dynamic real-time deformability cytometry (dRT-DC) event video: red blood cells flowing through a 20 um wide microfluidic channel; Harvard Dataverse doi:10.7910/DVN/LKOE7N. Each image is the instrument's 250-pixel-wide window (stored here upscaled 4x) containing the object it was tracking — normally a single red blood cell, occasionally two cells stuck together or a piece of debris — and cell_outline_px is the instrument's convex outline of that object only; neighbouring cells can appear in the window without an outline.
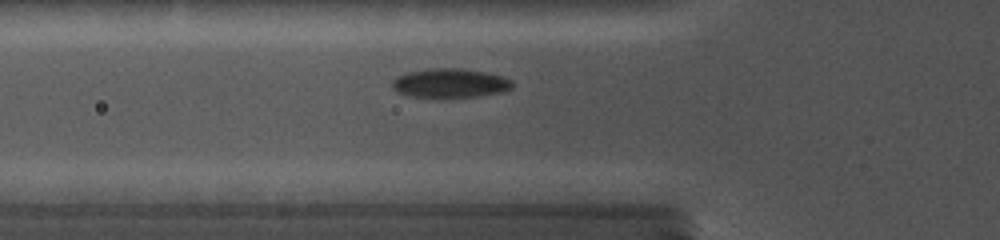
{"species": "common noctule bat (a hibernating species)", "species_latin": "Nyctalus noctula", "temperature_condition": "cold", "stored_images_in_passage": 29, "camera_frame_rate_fps": 5000, "um_per_image_px": 0.085, "animal": {"sex": "female", "body_mass_g": 19.0, "forearm_length_mm": 56.7}, "frame": {"image": 1, "passage_image": 5, "time_ms": 2.2, "image_size_px": [1000, 240], "cell_outline_px": [[512, 88], [500, 92], [472, 96], [416, 96], [400, 92], [392, 88], [392, 80], [396, 76], [408, 72], [432, 68], [460, 68], [484, 72], [500, 76], [512, 80]], "centroid_in_image_um": [38.24, 7.03], "position_along_channel_um": 87.6, "area_um2": 19.71}}
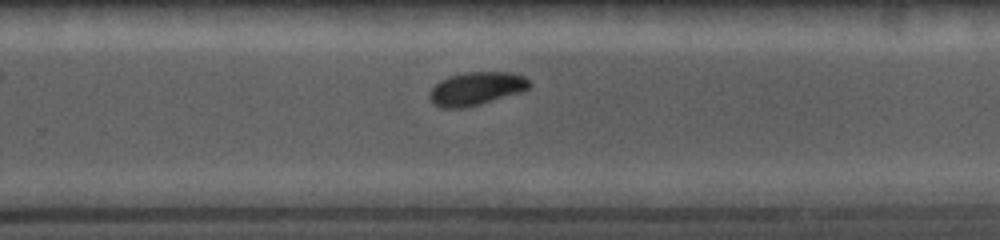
{"frame": {"image": 2, "passage_image": 17, "time_ms": 7.4, "image_size_px": [1000, 240], "cell_outline_px": [[532, 84], [528, 88], [516, 92], [476, 104], [460, 108], [444, 108], [436, 104], [432, 100], [432, 88], [440, 80], [452, 76], [468, 72], [512, 72], [524, 76], [532, 80]], "centroid_in_image_um": [40.53, 7.49], "position_along_channel_um": 289.3, "area_um2": 18.44}}
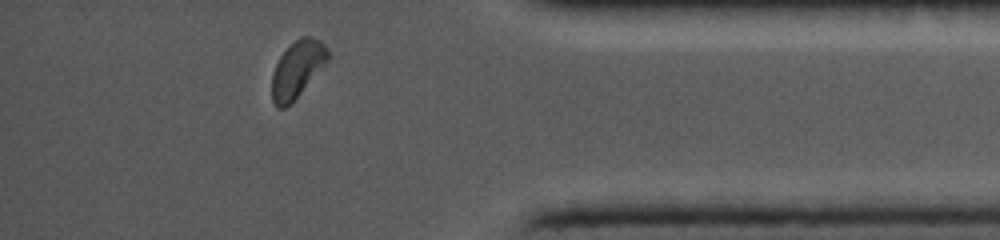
{"frame": {"image": 3, "passage_image": 27, "time_ms": 10.8, "image_size_px": [1000, 240], "cell_outline_px": [[332, 56], [300, 92], [284, 108], [276, 108], [272, 100], [272, 72], [280, 56], [300, 36], [308, 36], [320, 40], [328, 48]], "centroid_in_image_um": [25.28, 5.85], "position_along_channel_um": 409.9, "area_um2": 18.15}}